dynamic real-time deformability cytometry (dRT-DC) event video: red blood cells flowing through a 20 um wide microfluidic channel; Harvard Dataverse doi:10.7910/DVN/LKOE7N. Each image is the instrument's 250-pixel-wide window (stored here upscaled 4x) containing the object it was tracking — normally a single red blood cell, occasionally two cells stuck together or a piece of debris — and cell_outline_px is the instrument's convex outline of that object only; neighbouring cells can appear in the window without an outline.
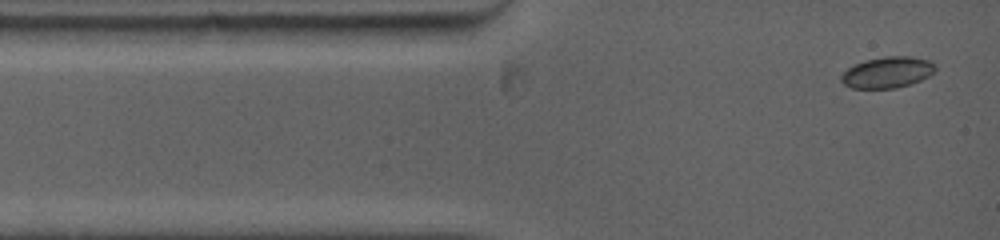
{"species": "common noctule bat (a hibernating species)", "species_latin": "Nyctalus noctula", "temperature_condition": "warm", "stored_images_in_passage": 32, "camera_frame_rate_fps": 5000, "um_per_image_px": 0.085, "animal": {"sex": "female", "body_mass_g": 19.0, "forearm_length_mm": 53.3}, "frame": {"image": 1, "passage_image": 1, "time_ms": 0.0, "image_size_px": [1000, 240], "cell_outline_px": [[936, 68], [928, 76], [912, 84], [896, 88], [852, 88], [844, 84], [840, 80], [840, 76], [848, 68], [864, 60], [888, 56], [912, 56], [932, 60], [936, 64]], "centroid_in_image_um": [75.46, 6.14], "position_along_channel_um": 9.5, "area_um2": 17.17}}
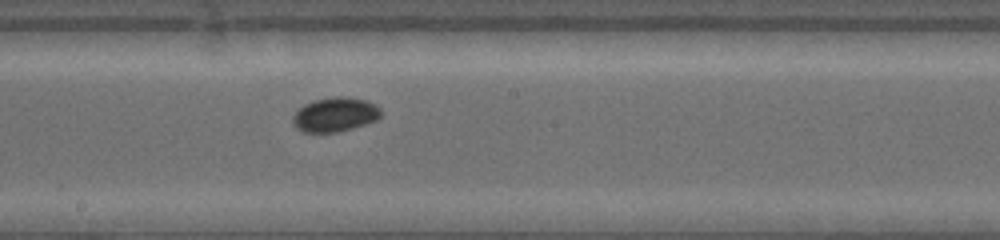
{"frame": {"image": 2, "passage_image": 14, "time_ms": 6.4, "image_size_px": [1000, 240], "cell_outline_px": [[380, 116], [376, 120], [352, 128], [336, 132], [304, 132], [296, 128], [292, 120], [292, 116], [304, 104], [316, 100], [336, 96], [348, 96], [364, 100], [376, 104], [380, 108]], "centroid_in_image_um": [28.47, 9.73], "position_along_channel_um": 219.7, "area_um2": 17.46}}
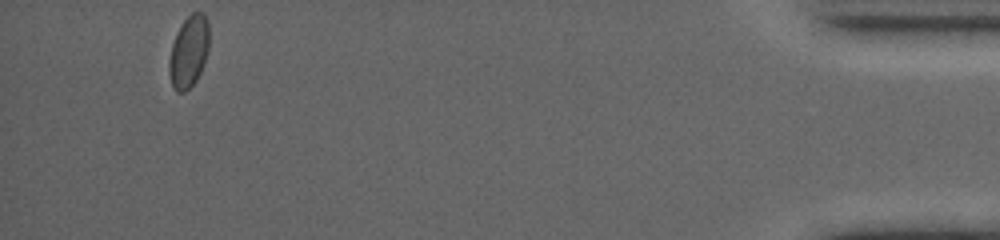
{"frame": {"image": 3, "passage_image": 32, "time_ms": 14.2, "image_size_px": [1000, 240], "cell_outline_px": [[208, 52], [204, 64], [196, 80], [184, 92], [176, 92], [172, 88], [168, 72], [168, 60], [172, 44], [176, 32], [180, 24], [192, 12], [204, 12], [208, 20]], "centroid_in_image_um": [16.03, 4.38], "position_along_channel_um": 419.2, "area_um2": 17.05}, "authors_computed_cell_mechanics": {"area_um2": 16.762, "velocity_mm_per_s": 3.9043, "shape_relaxation_time_tau1_ms": 1.2426, "shape_relaxation_time_tau2_ms": null, "deformation_change_tau1": 0.0412, "deformation_change_tau2": null}}